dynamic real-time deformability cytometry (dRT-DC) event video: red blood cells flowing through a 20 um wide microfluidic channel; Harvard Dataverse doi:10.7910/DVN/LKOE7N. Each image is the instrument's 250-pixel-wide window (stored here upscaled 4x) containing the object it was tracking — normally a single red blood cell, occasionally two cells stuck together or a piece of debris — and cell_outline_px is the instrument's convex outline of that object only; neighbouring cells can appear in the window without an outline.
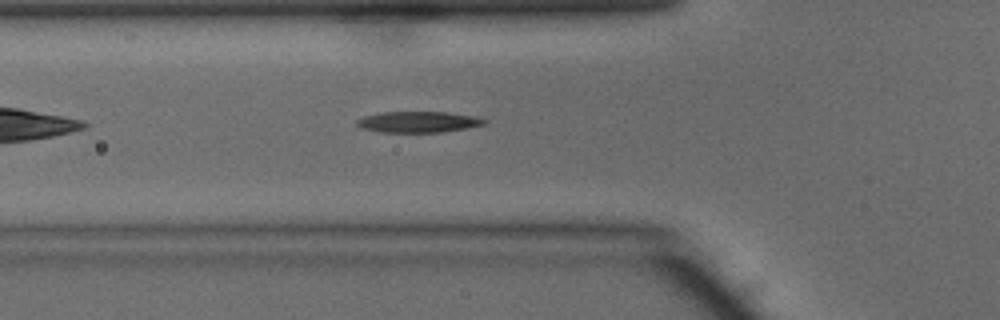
{"species": "common noctule bat (a hibernating species)", "species_latin": "Nyctalus noctula", "temperature_condition": "warm", "stored_images_in_passage": 37, "camera_frame_rate_fps": 3000, "um_per_image_px": 0.085, "animal": {"sex": "male", "body_mass_g": 15.6}, "frame": {"image": 1, "passage_image": 6, "time_ms": 1.667, "image_size_px": [1000, 320], "cell_outline_px": [[488, 120], [484, 124], [468, 128], [440, 132], [380, 132], [360, 128], [356, 124], [356, 120], [364, 116], [380, 112], [448, 112], [472, 116]], "centroid_in_image_um": [35.51, 10.36], "position_along_channel_um": 90.3, "area_um2": 15.61}}
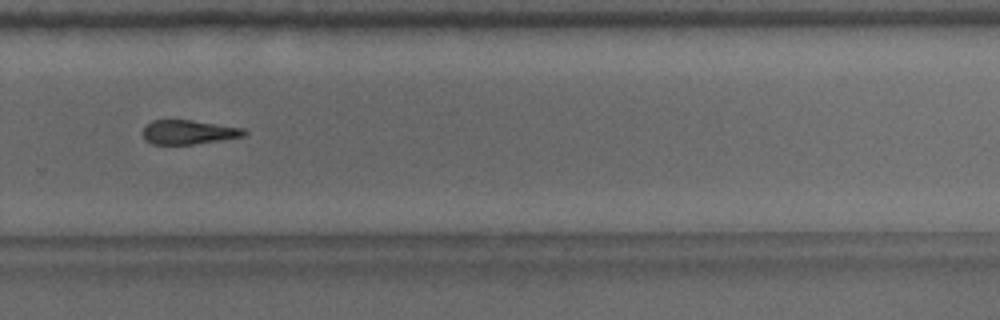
{"frame": {"image": 2, "passage_image": 22, "time_ms": 7.0, "image_size_px": [1000, 320], "cell_outline_px": [[248, 132], [244, 136], [220, 140], [192, 144], [152, 144], [144, 140], [144, 128], [152, 120], [192, 120], [244, 128]], "centroid_in_image_um": [16.04, 11.23], "position_along_channel_um": 313.8, "area_um2": 14.16}, "authors_computed_cell_mechanics": {"area_um2": 15.4326, "velocity_mm_per_s": 4.185, "shape_relaxation_time_tau1_ms": 3.7096, "shape_relaxation_time_tau2_ms": 7.7326, "deformation_change_tau1": 0.1409, "deformation_change_tau2": 0.2443}}